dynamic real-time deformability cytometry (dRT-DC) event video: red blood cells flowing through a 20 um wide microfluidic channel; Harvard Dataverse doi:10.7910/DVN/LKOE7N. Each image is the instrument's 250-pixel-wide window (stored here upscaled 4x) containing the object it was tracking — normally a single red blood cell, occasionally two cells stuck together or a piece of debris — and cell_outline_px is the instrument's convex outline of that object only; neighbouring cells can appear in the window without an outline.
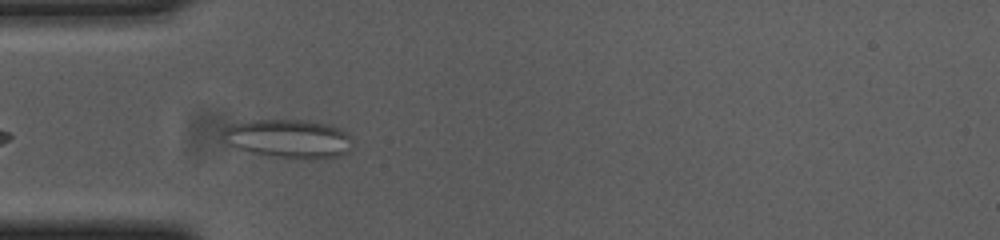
{"species": "common noctule bat (a hibernating species)", "species_latin": "Nyctalus noctula", "temperature_condition": "cold", "stored_images_in_passage": 29, "camera_frame_rate_fps": 3000, "um_per_image_px": 0.085, "animal": {"sex": "female", "body_mass_g": 23.0, "forearm_length_mm": 53.4}, "frame": {"image": 1, "passage_image": 3, "time_ms": 0.667, "image_size_px": [1000, 240], "cell_outline_px": [[352, 148], [348, 152], [336, 156], [272, 156], [252, 152], [228, 144], [224, 140], [224, 128], [228, 124], [248, 120], [304, 120], [328, 124], [352, 136]], "centroid_in_image_um": [24.49, 11.73], "position_along_channel_um": 60.5, "area_um2": 28.32}}
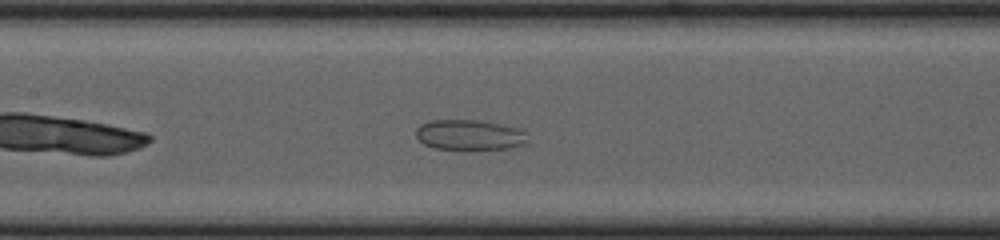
{"frame": {"image": 2, "passage_image": 12, "time_ms": 3.667, "image_size_px": [1000, 240], "cell_outline_px": [[528, 140], [524, 144], [508, 148], [436, 148], [424, 144], [416, 136], [416, 128], [420, 124], [432, 120], [476, 120], [516, 128], [528, 132]], "centroid_in_image_um": [39.9, 11.45], "position_along_channel_um": 167.5, "area_um2": 19.25}}
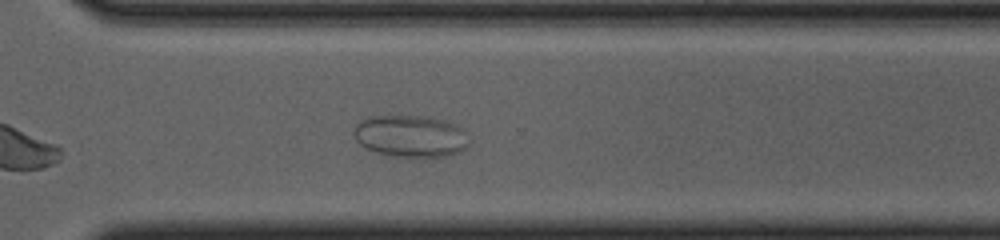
{"frame": {"image": 3, "passage_image": 26, "time_ms": 8.333, "image_size_px": [1000, 240], "cell_outline_px": [[468, 144], [460, 152], [444, 156], [388, 156], [376, 152], [360, 144], [356, 140], [352, 132], [356, 124], [360, 120], [368, 116], [428, 116], [444, 120], [464, 128]], "centroid_in_image_um": [34.87, 11.55], "position_along_channel_um": 335.7, "area_um2": 28.15}}